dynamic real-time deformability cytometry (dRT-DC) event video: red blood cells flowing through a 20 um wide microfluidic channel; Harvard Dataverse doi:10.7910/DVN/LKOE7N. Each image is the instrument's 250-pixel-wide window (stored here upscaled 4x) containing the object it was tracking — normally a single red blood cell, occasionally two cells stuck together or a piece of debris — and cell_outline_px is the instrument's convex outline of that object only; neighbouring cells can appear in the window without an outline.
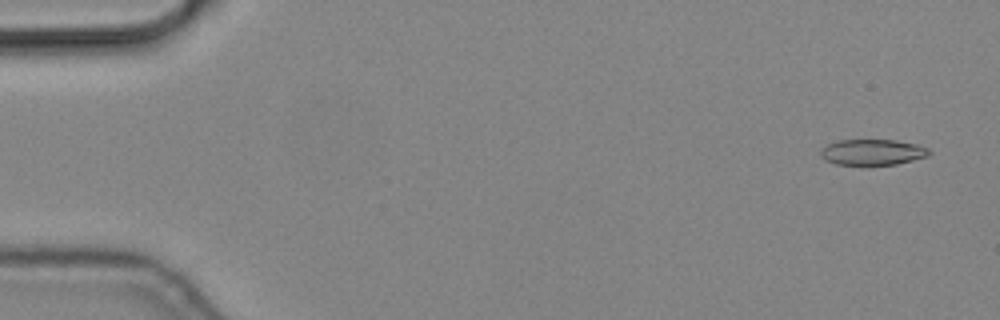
{"species": "common noctule bat (a hibernating species)", "species_latin": "Nyctalus noctula", "temperature_condition": "cold", "stored_images_in_passage": 4, "camera_frame_rate_fps": 3000, "um_per_image_px": 0.085, "animal": {"sex": "male", "body_mass_g": 19.2, "forearm_length_mm": 51.8}, "frame": {"image": 1, "passage_image": 1, "time_ms": 0.0, "image_size_px": [1000, 320], "cell_outline_px": [[932, 152], [928, 156], [896, 164], [836, 164], [820, 156], [820, 148], [836, 140], [896, 140], [916, 144], [928, 148]], "centroid_in_image_um": [74.16, 12.92], "position_along_channel_um": 10.8, "area_um2": 16.18}}